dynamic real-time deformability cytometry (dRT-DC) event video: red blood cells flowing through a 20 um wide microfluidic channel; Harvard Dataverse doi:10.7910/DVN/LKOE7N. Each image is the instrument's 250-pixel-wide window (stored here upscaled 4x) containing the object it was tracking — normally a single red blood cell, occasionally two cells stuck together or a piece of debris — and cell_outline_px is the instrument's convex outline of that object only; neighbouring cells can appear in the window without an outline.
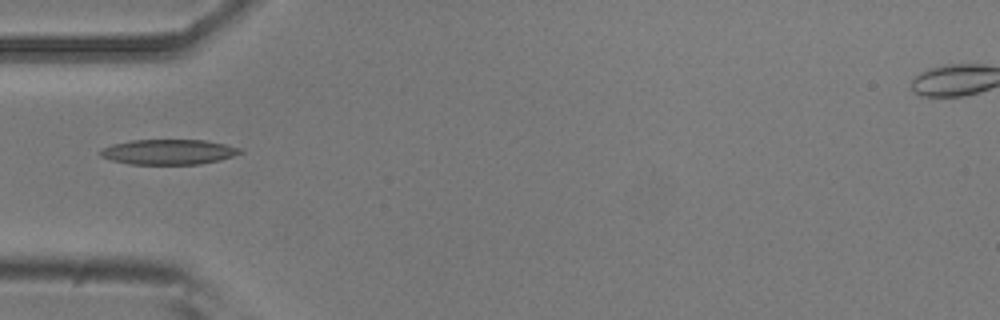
{"species": "common noctule bat (a hibernating species)", "species_latin": "Nyctalus noctula", "temperature_condition": "room temperature", "stored_images_in_passage": 8, "camera_frame_rate_fps": 3000, "um_per_image_px": 0.085, "animal": {"sex": "male", "body_mass_g": 20.5, "forearm_length_mm": 52.5}, "frame": {"image": 1, "passage_image": 4, "time_ms": 1.0, "image_size_px": [1000, 320], "cell_outline_px": [[244, 152], [220, 160], [200, 164], [128, 164], [112, 160], [100, 156], [100, 152], [104, 148], [112, 144], [132, 140], [204, 140], [224, 144], [240, 148]], "centroid_in_image_um": [14.34, 12.91], "position_along_channel_um": 70.7, "area_um2": 20.35}}
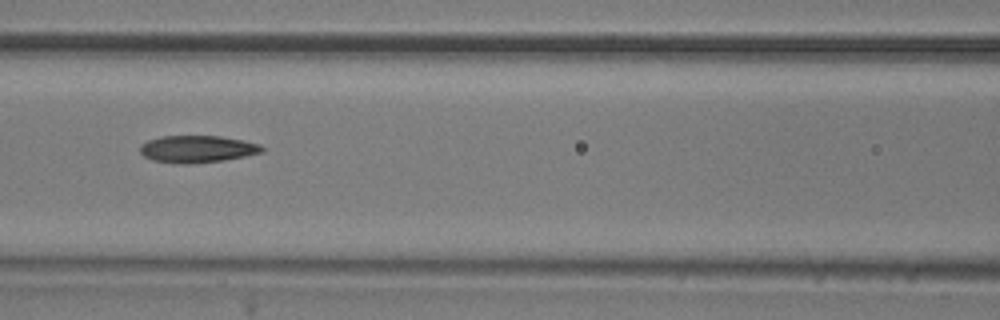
{"frame": {"image": 2, "passage_image": 6, "time_ms": 1.667, "image_size_px": [1000, 320], "cell_outline_px": [[264, 152], [224, 160], [188, 164], [180, 164], [152, 160], [144, 156], [140, 152], [140, 144], [148, 140], [160, 136], [220, 136], [244, 140], [260, 144], [264, 148]], "centroid_in_image_um": [16.76, 12.66], "position_along_channel_um": 149.8, "area_um2": 19.36}}
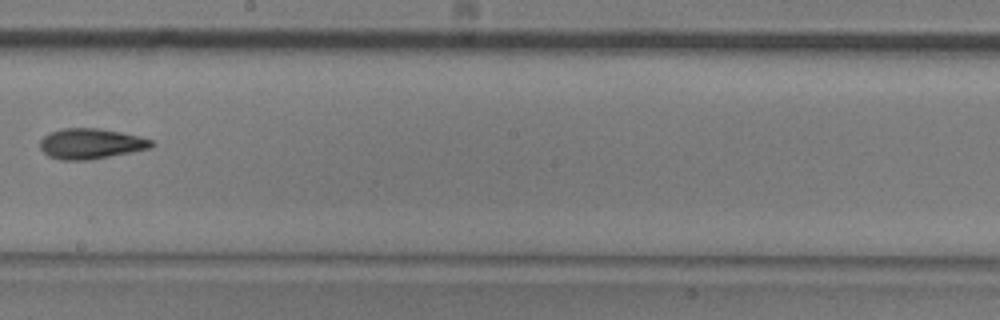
{"frame": {"image": 3, "passage_image": 8, "time_ms": 2.333, "image_size_px": [1000, 320], "cell_outline_px": [[156, 144], [152, 148], [88, 160], [60, 160], [48, 156], [40, 148], [40, 140], [44, 136], [52, 132], [64, 128], [100, 128], [140, 136], [152, 140]], "centroid_in_image_um": [7.74, 12.21], "position_along_channel_um": 240.5, "area_um2": 19.77}}